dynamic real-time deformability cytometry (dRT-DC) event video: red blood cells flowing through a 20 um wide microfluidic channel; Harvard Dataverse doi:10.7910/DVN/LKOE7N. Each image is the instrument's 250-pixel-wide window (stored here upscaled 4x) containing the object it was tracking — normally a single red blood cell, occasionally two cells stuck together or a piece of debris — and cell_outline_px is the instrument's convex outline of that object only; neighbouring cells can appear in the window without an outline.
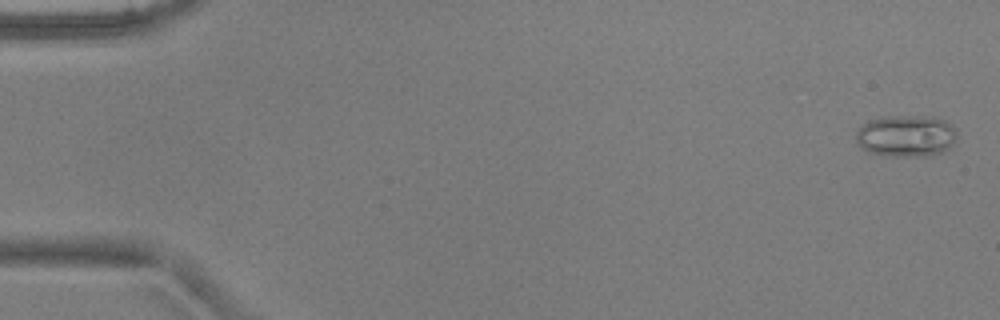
{"species": "common noctule bat (a hibernating species)", "species_latin": "Nyctalus noctula", "temperature_condition": "warm", "stored_images_in_passage": 4, "camera_frame_rate_fps": 3000, "um_per_image_px": 0.085, "animal": {"sex": "male", "body_mass_g": 17.9, "forearm_length_mm": 54.2}, "frame": {"image": 1, "passage_image": 1, "time_ms": 0.0, "image_size_px": [1000, 320], "cell_outline_px": [[956, 136], [948, 148], [944, 152], [928, 156], [892, 156], [868, 152], [860, 148], [856, 140], [856, 132], [868, 120], [884, 116], [932, 116], [944, 120], [952, 124], [956, 128]], "centroid_in_image_um": [77.02, 11.55], "position_along_channel_um": 8.0, "area_um2": 24.74}}